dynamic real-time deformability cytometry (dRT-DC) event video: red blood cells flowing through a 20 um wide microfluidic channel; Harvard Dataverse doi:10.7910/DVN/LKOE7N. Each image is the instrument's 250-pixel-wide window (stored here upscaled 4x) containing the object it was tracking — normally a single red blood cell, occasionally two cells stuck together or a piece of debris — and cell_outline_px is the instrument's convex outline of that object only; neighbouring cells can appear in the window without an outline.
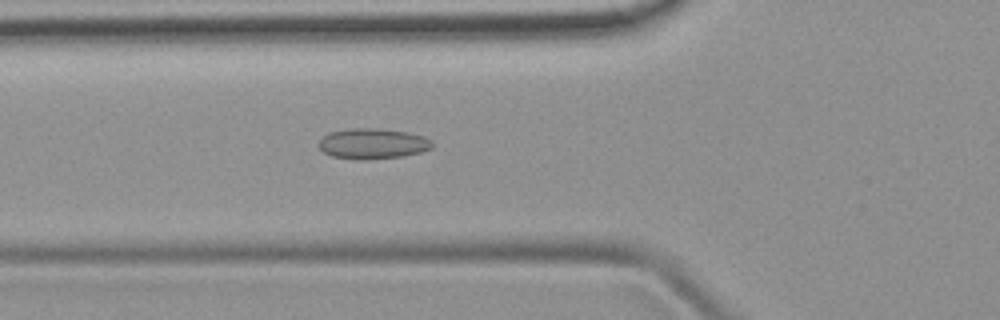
{"species": "common noctule bat (a hibernating species)", "species_latin": "Nyctalus noctula", "temperature_condition": "room temperature", "stored_images_in_passage": 49, "camera_frame_rate_fps": 3000, "um_per_image_px": 0.085, "animal": {"sex": "female", "body_mass_g": 19.9}, "frame": {"image": 1, "passage_image": 18, "time_ms": 5.667, "image_size_px": [1000, 320], "cell_outline_px": [[432, 148], [420, 152], [404, 156], [368, 160], [356, 160], [332, 156], [324, 152], [316, 144], [328, 132], [352, 128], [376, 128], [404, 132], [424, 136], [432, 140]], "centroid_in_image_um": [31.66, 12.22], "position_along_channel_um": 94.1, "area_um2": 20.29}}
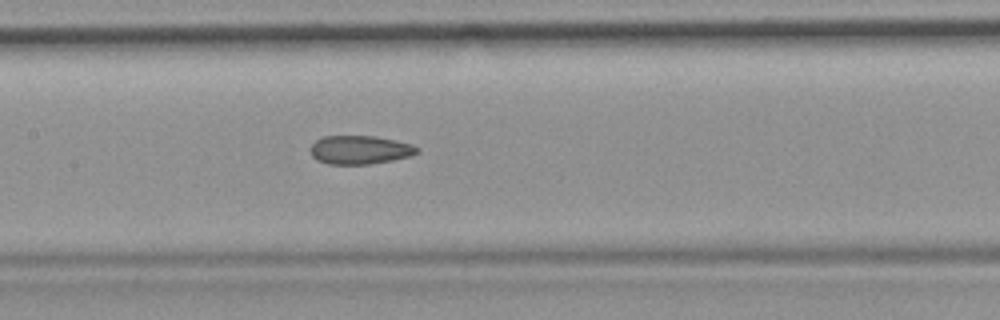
{"frame": {"image": 2, "passage_image": 24, "time_ms": 7.667, "image_size_px": [1000, 320], "cell_outline_px": [[420, 152], [412, 156], [392, 160], [368, 164], [328, 164], [316, 160], [312, 156], [308, 148], [316, 140], [324, 136], [376, 136], [396, 140], [412, 144], [420, 148]], "centroid_in_image_um": [30.6, 12.73], "position_along_channel_um": 176.8, "area_um2": 18.03}}
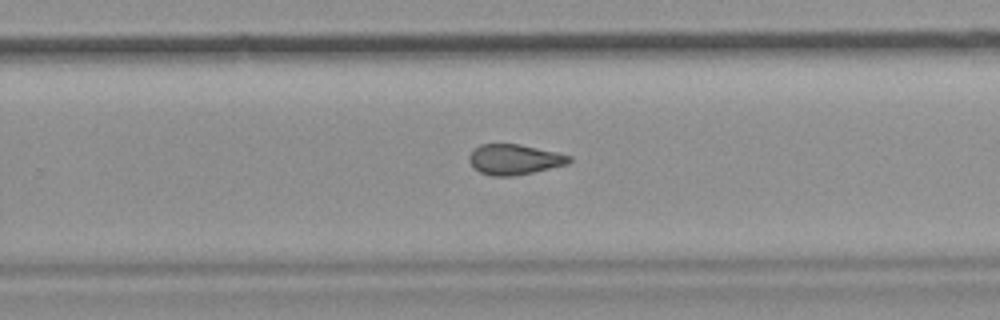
{"frame": {"image": 3, "passage_image": 32, "time_ms": 10.333, "image_size_px": [1000, 320], "cell_outline_px": [[572, 160], [568, 164], [532, 172], [512, 176], [492, 176], [480, 172], [468, 160], [468, 156], [480, 144], [520, 144], [556, 152], [572, 156]], "centroid_in_image_um": [43.74, 13.55], "position_along_channel_um": 286.1, "area_um2": 17.51}}